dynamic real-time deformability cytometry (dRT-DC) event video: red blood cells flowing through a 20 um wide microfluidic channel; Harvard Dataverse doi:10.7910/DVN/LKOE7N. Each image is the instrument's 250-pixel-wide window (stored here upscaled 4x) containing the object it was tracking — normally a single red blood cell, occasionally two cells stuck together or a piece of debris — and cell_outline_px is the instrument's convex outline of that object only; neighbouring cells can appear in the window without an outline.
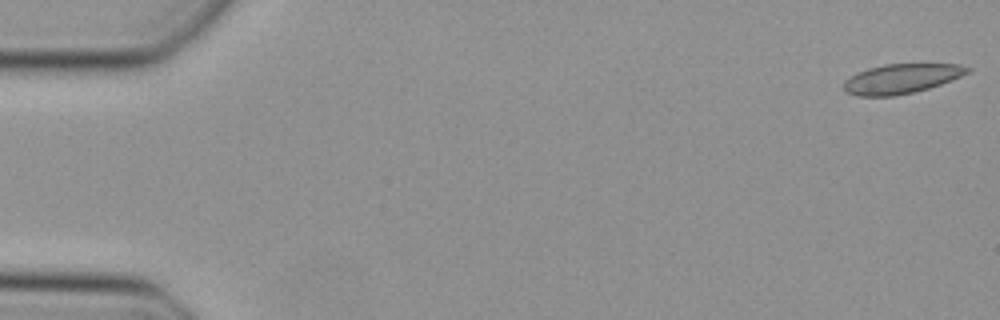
{"species": "Egyptian fruit bat (a non-hibernating species)", "species_latin": "Rousettus aegyptiacus", "temperature_condition": "cold", "stored_images_in_passage": 14, "camera_frame_rate_fps": 3000, "um_per_image_px": 0.085, "animal": {"sex": "female"}, "frame": {"image": 1, "passage_image": 1, "time_ms": 0.0, "image_size_px": [1000, 320], "cell_outline_px": [[972, 68], [968, 72], [960, 76], [940, 84], [928, 88], [896, 96], [856, 96], [844, 92], [844, 80], [868, 68], [884, 64], [960, 64]], "centroid_in_image_um": [76.59, 6.69], "position_along_channel_um": 8.4, "area_um2": 21.15}}